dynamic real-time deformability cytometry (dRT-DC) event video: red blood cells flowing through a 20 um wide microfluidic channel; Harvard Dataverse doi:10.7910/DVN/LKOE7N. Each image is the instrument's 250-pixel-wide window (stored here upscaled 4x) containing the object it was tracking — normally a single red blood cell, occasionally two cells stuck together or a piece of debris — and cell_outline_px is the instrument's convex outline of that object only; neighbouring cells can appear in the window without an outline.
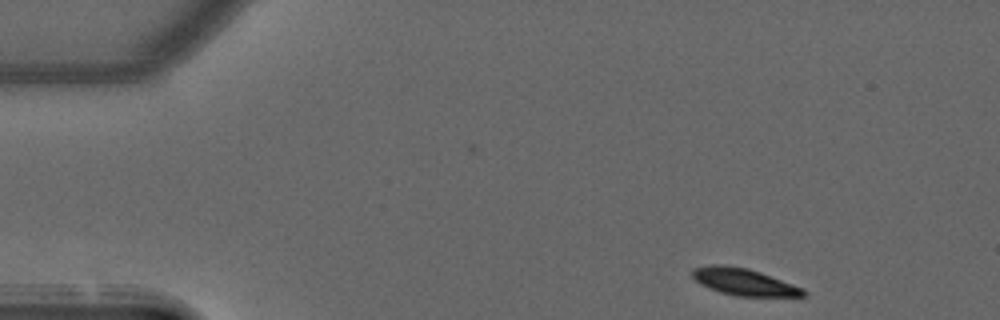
{"species": "common noctule bat (a hibernating species)", "species_latin": "Nyctalus noctula", "temperature_condition": "warm", "stored_images_in_passage": 46, "camera_frame_rate_fps": 3000, "um_per_image_px": 0.085, "animal": {"sex": "male", "forearm_length_mm": 52.5}, "frame": {"image": 1, "passage_image": 1, "time_ms": 0.0, "image_size_px": [1000, 320], "cell_outline_px": [[808, 292], [804, 296], [736, 296], [720, 292], [708, 288], [700, 284], [692, 276], [692, 268], [712, 264], [720, 264], [748, 268], [760, 272], [804, 288]], "centroid_in_image_um": [63.22, 23.96], "position_along_channel_um": 21.8, "area_um2": 17.46}}
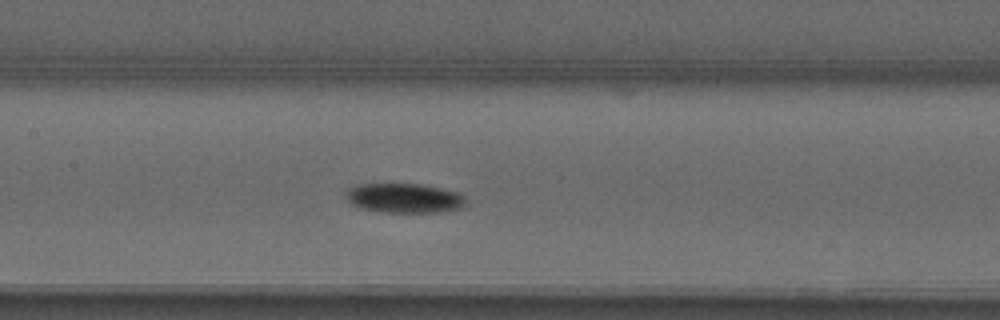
{"frame": {"image": 2, "passage_image": 19, "time_ms": 6.0, "image_size_px": [1000, 320], "cell_outline_px": [[468, 204], [460, 208], [444, 212], [380, 212], [360, 208], [352, 204], [348, 200], [344, 192], [348, 188], [360, 184], [420, 184], [460, 192], [464, 196]], "centroid_in_image_um": [34.39, 16.84], "position_along_channel_um": 173.0, "area_um2": 20.87}}
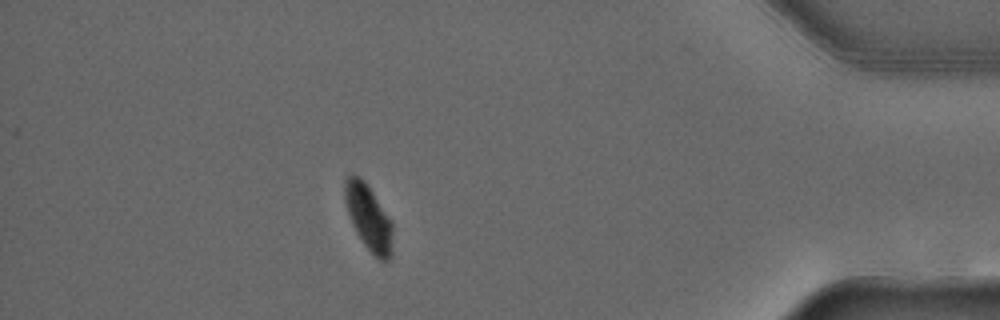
{"frame": {"image": 3, "passage_image": 40, "time_ms": 13.0, "image_size_px": [1000, 320], "cell_outline_px": [[392, 252], [388, 260], [380, 260], [364, 244], [356, 232], [352, 224], [344, 200], [344, 180], [352, 172], [356, 172], [364, 180], [392, 220]], "centroid_in_image_um": [31.31, 18.42], "position_along_channel_um": 403.9, "area_um2": 18.38}, "authors_computed_cell_mechanics": {"area_um2": 19.9699, "velocity_mm_per_s": 3.9656, "shape_relaxation_time_tau1_ms": 3.6969, "shape_relaxation_time_tau2_ms": null, "deformation_change_tau1": 0.111, "deformation_change_tau2": null}}